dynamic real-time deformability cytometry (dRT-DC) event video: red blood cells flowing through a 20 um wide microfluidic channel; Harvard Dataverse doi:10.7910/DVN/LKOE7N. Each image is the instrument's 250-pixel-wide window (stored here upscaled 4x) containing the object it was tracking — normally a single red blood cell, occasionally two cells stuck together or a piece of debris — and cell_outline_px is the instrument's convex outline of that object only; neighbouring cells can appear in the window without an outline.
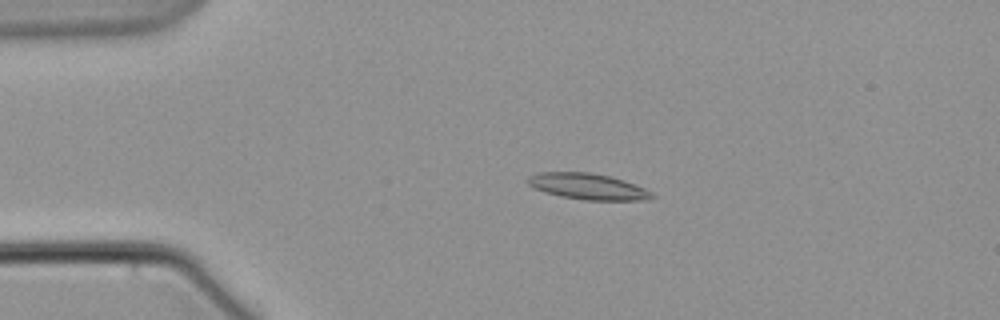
{"species": "common noctule bat (a hibernating species)", "species_latin": "Nyctalus noctula", "temperature_condition": "warm", "stored_images_in_passage": 11, "camera_frame_rate_fps": 3000, "um_per_image_px": 0.085, "animal": {"sex": "male", "body_mass_g": 21.5, "forearm_length_mm": 52.0}, "frame": {"image": 1, "passage_image": 4, "time_ms": 4.333, "image_size_px": [1000, 320], "cell_outline_px": [[656, 196], [648, 200], [584, 200], [560, 196], [544, 192], [532, 188], [524, 180], [528, 176], [540, 172], [588, 172], [608, 176], [624, 180], [644, 188], [652, 192]], "centroid_in_image_um": [49.93, 15.85], "position_along_channel_um": 35.1, "area_um2": 19.02}}
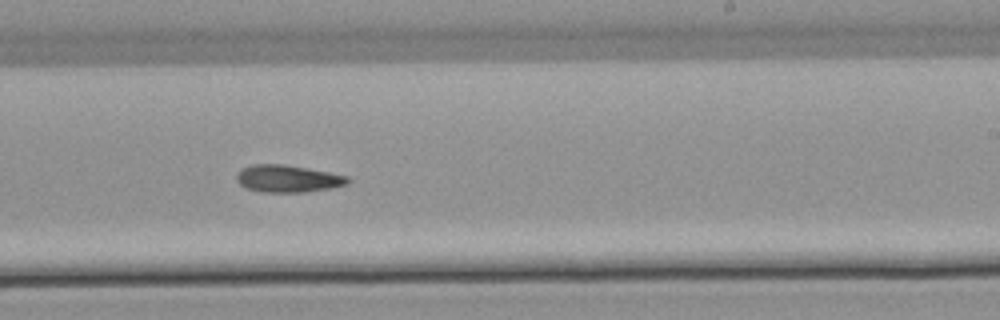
{"frame": {"image": 2, "passage_image": 11, "time_ms": 12.667, "image_size_px": [1000, 320], "cell_outline_px": [[352, 180], [348, 184], [332, 188], [304, 192], [264, 192], [248, 188], [240, 184], [236, 180], [236, 176], [240, 168], [252, 164], [284, 164], [328, 172], [348, 176]], "centroid_in_image_um": [24.47, 15.18], "position_along_channel_um": 264.5, "area_um2": 17.69}}